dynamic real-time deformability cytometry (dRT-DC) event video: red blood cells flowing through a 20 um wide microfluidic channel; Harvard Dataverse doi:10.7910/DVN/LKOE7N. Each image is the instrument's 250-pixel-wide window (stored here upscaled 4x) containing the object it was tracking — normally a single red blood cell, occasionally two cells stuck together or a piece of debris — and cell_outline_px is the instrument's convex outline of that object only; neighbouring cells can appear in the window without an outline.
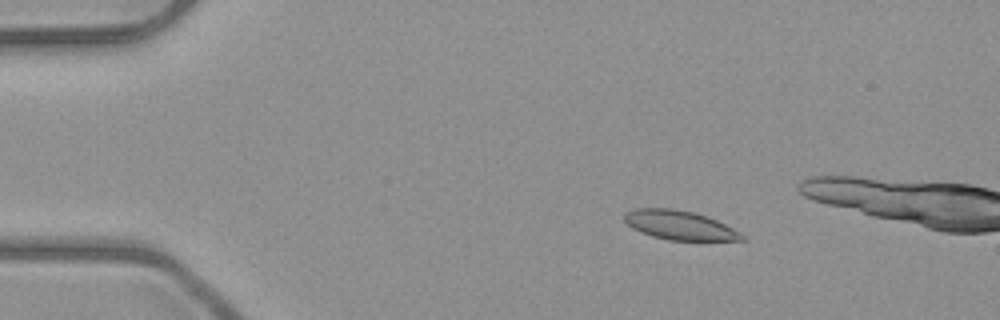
{"species": "common noctule bat (a hibernating species)", "species_latin": "Nyctalus noctula", "temperature_condition": "room temperature", "stored_images_in_passage": 4, "camera_frame_rate_fps": 3000, "um_per_image_px": 0.085, "animal": {"sex": "male", "body_mass_g": 23.1, "forearm_length_mm": 52.7}, "frame": {"image": 1, "passage_image": 1, "time_ms": 0.0, "image_size_px": [1000, 320], "cell_outline_px": [[748, 240], [668, 240], [652, 236], [640, 232], [632, 228], [624, 220], [624, 212], [636, 208], [672, 208], [692, 212], [708, 216], [740, 232]], "centroid_in_image_um": [57.74, 19.13], "position_along_channel_um": 27.3, "area_um2": 19.94}}